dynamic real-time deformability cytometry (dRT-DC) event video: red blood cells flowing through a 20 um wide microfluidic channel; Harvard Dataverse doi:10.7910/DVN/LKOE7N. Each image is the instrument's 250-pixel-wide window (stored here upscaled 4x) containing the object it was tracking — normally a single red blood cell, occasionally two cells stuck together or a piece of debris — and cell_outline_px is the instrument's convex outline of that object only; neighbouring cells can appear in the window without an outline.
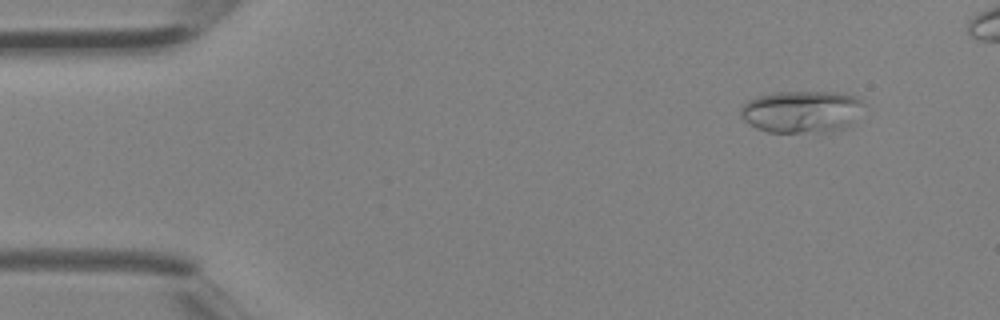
{"species": "Egyptian fruit bat (a non-hibernating species)", "species_latin": "Rousettus aegyptiacus", "temperature_condition": "room temperature", "stored_images_in_passage": 4, "camera_frame_rate_fps": 3000, "um_per_image_px": 0.085, "animal": {"sex": "female"}, "frame": {"image": 1, "passage_image": 1, "time_ms": 0.0, "image_size_px": [1000, 320], "cell_outline_px": [[860, 100], [852, 124], [840, 128], [800, 132], [768, 132], [756, 128], [744, 120], [740, 116], [740, 108], [748, 100], [760, 96], [776, 92], [836, 92], [856, 96]], "centroid_in_image_um": [68.02, 9.47], "position_along_channel_um": 17.0, "area_um2": 29.25}}